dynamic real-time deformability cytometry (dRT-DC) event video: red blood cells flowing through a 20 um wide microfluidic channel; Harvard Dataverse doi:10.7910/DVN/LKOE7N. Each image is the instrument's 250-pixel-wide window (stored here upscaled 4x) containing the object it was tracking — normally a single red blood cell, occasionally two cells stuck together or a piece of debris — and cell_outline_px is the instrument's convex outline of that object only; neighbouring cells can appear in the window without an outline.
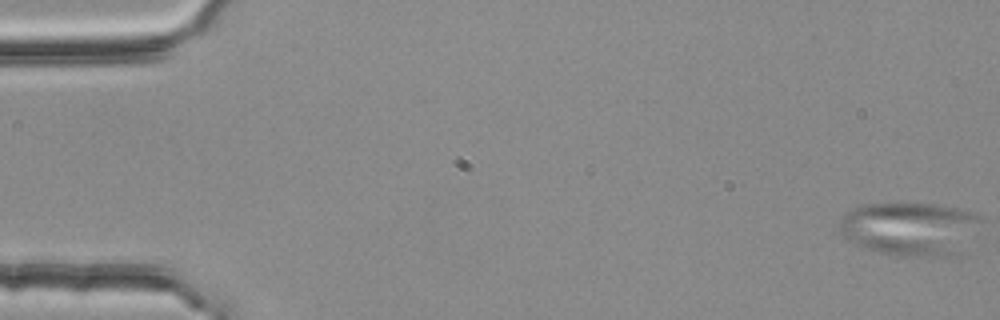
{"species": "common noctule bat (a hibernating species)", "species_latin": "Nyctalus noctula", "temperature_condition": "room temperature", "stored_images_in_passage": 4, "camera_frame_rate_fps": 3000, "um_per_image_px": 0.085, "animal": {"sex": "female", "body_mass_g": 25.1}, "frame": {"image": 1, "passage_image": 1, "time_ms": 0.0, "image_size_px": [1000, 320], "cell_outline_px": [[980, 220], [956, 256], [900, 256], [880, 252], [868, 248], [848, 240], [840, 232], [840, 216], [852, 208], [864, 204], [936, 204], [976, 212], [980, 216]], "centroid_in_image_um": [77.3, 19.43], "position_along_channel_um": 7.7, "area_um2": 43.47}}